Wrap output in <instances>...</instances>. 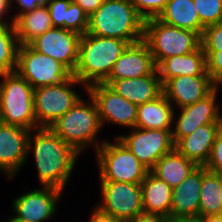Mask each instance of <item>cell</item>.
Instances as JSON below:
<instances>
[{"label": "cell", "mask_w": 222, "mask_h": 222, "mask_svg": "<svg viewBox=\"0 0 222 222\" xmlns=\"http://www.w3.org/2000/svg\"><path fill=\"white\" fill-rule=\"evenodd\" d=\"M86 91L96 103L102 126L107 122L131 129L136 126L138 106L120 96L107 84H92Z\"/></svg>", "instance_id": "obj_12"}, {"label": "cell", "mask_w": 222, "mask_h": 222, "mask_svg": "<svg viewBox=\"0 0 222 222\" xmlns=\"http://www.w3.org/2000/svg\"><path fill=\"white\" fill-rule=\"evenodd\" d=\"M205 167L208 171L222 174V127L216 135V139Z\"/></svg>", "instance_id": "obj_36"}, {"label": "cell", "mask_w": 222, "mask_h": 222, "mask_svg": "<svg viewBox=\"0 0 222 222\" xmlns=\"http://www.w3.org/2000/svg\"><path fill=\"white\" fill-rule=\"evenodd\" d=\"M162 86L177 76H209L206 71V56L201 45L193 52L164 59L157 66Z\"/></svg>", "instance_id": "obj_22"}, {"label": "cell", "mask_w": 222, "mask_h": 222, "mask_svg": "<svg viewBox=\"0 0 222 222\" xmlns=\"http://www.w3.org/2000/svg\"><path fill=\"white\" fill-rule=\"evenodd\" d=\"M168 216L142 212L129 222H168Z\"/></svg>", "instance_id": "obj_38"}, {"label": "cell", "mask_w": 222, "mask_h": 222, "mask_svg": "<svg viewBox=\"0 0 222 222\" xmlns=\"http://www.w3.org/2000/svg\"><path fill=\"white\" fill-rule=\"evenodd\" d=\"M32 132L27 151L28 155L33 151L39 183L64 191L80 154L50 128Z\"/></svg>", "instance_id": "obj_1"}, {"label": "cell", "mask_w": 222, "mask_h": 222, "mask_svg": "<svg viewBox=\"0 0 222 222\" xmlns=\"http://www.w3.org/2000/svg\"><path fill=\"white\" fill-rule=\"evenodd\" d=\"M8 222H31V221H27V220L21 219L18 216L14 215L13 217L8 219Z\"/></svg>", "instance_id": "obj_44"}, {"label": "cell", "mask_w": 222, "mask_h": 222, "mask_svg": "<svg viewBox=\"0 0 222 222\" xmlns=\"http://www.w3.org/2000/svg\"><path fill=\"white\" fill-rule=\"evenodd\" d=\"M18 48L14 24H0V74L16 71Z\"/></svg>", "instance_id": "obj_29"}, {"label": "cell", "mask_w": 222, "mask_h": 222, "mask_svg": "<svg viewBox=\"0 0 222 222\" xmlns=\"http://www.w3.org/2000/svg\"><path fill=\"white\" fill-rule=\"evenodd\" d=\"M221 127L222 122L200 126L190 135L180 138L174 148L197 166H205Z\"/></svg>", "instance_id": "obj_20"}, {"label": "cell", "mask_w": 222, "mask_h": 222, "mask_svg": "<svg viewBox=\"0 0 222 222\" xmlns=\"http://www.w3.org/2000/svg\"><path fill=\"white\" fill-rule=\"evenodd\" d=\"M197 165L181 155L175 148L161 157L150 170L172 189L178 186Z\"/></svg>", "instance_id": "obj_26"}, {"label": "cell", "mask_w": 222, "mask_h": 222, "mask_svg": "<svg viewBox=\"0 0 222 222\" xmlns=\"http://www.w3.org/2000/svg\"><path fill=\"white\" fill-rule=\"evenodd\" d=\"M157 71L154 57L145 41L129 44L114 63L106 80L138 78L152 75Z\"/></svg>", "instance_id": "obj_17"}, {"label": "cell", "mask_w": 222, "mask_h": 222, "mask_svg": "<svg viewBox=\"0 0 222 222\" xmlns=\"http://www.w3.org/2000/svg\"><path fill=\"white\" fill-rule=\"evenodd\" d=\"M16 72L34 89L63 85L73 76L65 65L34 50L29 44L19 45Z\"/></svg>", "instance_id": "obj_8"}, {"label": "cell", "mask_w": 222, "mask_h": 222, "mask_svg": "<svg viewBox=\"0 0 222 222\" xmlns=\"http://www.w3.org/2000/svg\"><path fill=\"white\" fill-rule=\"evenodd\" d=\"M82 84L72 76L63 85H49L34 89V112L37 126L49 128L68 112L81 98L72 88Z\"/></svg>", "instance_id": "obj_9"}, {"label": "cell", "mask_w": 222, "mask_h": 222, "mask_svg": "<svg viewBox=\"0 0 222 222\" xmlns=\"http://www.w3.org/2000/svg\"><path fill=\"white\" fill-rule=\"evenodd\" d=\"M201 222H222V214L206 215L200 218Z\"/></svg>", "instance_id": "obj_43"}, {"label": "cell", "mask_w": 222, "mask_h": 222, "mask_svg": "<svg viewBox=\"0 0 222 222\" xmlns=\"http://www.w3.org/2000/svg\"><path fill=\"white\" fill-rule=\"evenodd\" d=\"M173 105L162 93L155 100L138 106L136 128L172 130L175 118Z\"/></svg>", "instance_id": "obj_23"}, {"label": "cell", "mask_w": 222, "mask_h": 222, "mask_svg": "<svg viewBox=\"0 0 222 222\" xmlns=\"http://www.w3.org/2000/svg\"><path fill=\"white\" fill-rule=\"evenodd\" d=\"M157 18L168 25L196 32L200 37L205 28L193 0H169Z\"/></svg>", "instance_id": "obj_25"}, {"label": "cell", "mask_w": 222, "mask_h": 222, "mask_svg": "<svg viewBox=\"0 0 222 222\" xmlns=\"http://www.w3.org/2000/svg\"><path fill=\"white\" fill-rule=\"evenodd\" d=\"M222 214V174L206 171L202 176L198 218Z\"/></svg>", "instance_id": "obj_28"}, {"label": "cell", "mask_w": 222, "mask_h": 222, "mask_svg": "<svg viewBox=\"0 0 222 222\" xmlns=\"http://www.w3.org/2000/svg\"><path fill=\"white\" fill-rule=\"evenodd\" d=\"M72 0H51L47 5L53 27L66 29L67 9Z\"/></svg>", "instance_id": "obj_34"}, {"label": "cell", "mask_w": 222, "mask_h": 222, "mask_svg": "<svg viewBox=\"0 0 222 222\" xmlns=\"http://www.w3.org/2000/svg\"><path fill=\"white\" fill-rule=\"evenodd\" d=\"M168 222H201L198 217H169Z\"/></svg>", "instance_id": "obj_42"}, {"label": "cell", "mask_w": 222, "mask_h": 222, "mask_svg": "<svg viewBox=\"0 0 222 222\" xmlns=\"http://www.w3.org/2000/svg\"><path fill=\"white\" fill-rule=\"evenodd\" d=\"M87 95L90 102L86 103L81 97L68 112L49 127L79 154H82L89 145L94 144L95 151L102 145L96 140L102 128L98 109L93 98L88 93Z\"/></svg>", "instance_id": "obj_4"}, {"label": "cell", "mask_w": 222, "mask_h": 222, "mask_svg": "<svg viewBox=\"0 0 222 222\" xmlns=\"http://www.w3.org/2000/svg\"><path fill=\"white\" fill-rule=\"evenodd\" d=\"M0 122L30 130L37 126L34 88L16 71L0 74Z\"/></svg>", "instance_id": "obj_5"}, {"label": "cell", "mask_w": 222, "mask_h": 222, "mask_svg": "<svg viewBox=\"0 0 222 222\" xmlns=\"http://www.w3.org/2000/svg\"><path fill=\"white\" fill-rule=\"evenodd\" d=\"M129 44L121 39L99 37L89 33L81 35L78 63L73 76L82 83L85 90L92 84L103 83Z\"/></svg>", "instance_id": "obj_2"}, {"label": "cell", "mask_w": 222, "mask_h": 222, "mask_svg": "<svg viewBox=\"0 0 222 222\" xmlns=\"http://www.w3.org/2000/svg\"><path fill=\"white\" fill-rule=\"evenodd\" d=\"M62 190L42 186L41 189L30 190L13 201V212L21 219L31 222H44L55 215L57 203Z\"/></svg>", "instance_id": "obj_16"}, {"label": "cell", "mask_w": 222, "mask_h": 222, "mask_svg": "<svg viewBox=\"0 0 222 222\" xmlns=\"http://www.w3.org/2000/svg\"><path fill=\"white\" fill-rule=\"evenodd\" d=\"M19 45H27L36 37L53 28L47 6H39L23 13L14 20Z\"/></svg>", "instance_id": "obj_27"}, {"label": "cell", "mask_w": 222, "mask_h": 222, "mask_svg": "<svg viewBox=\"0 0 222 222\" xmlns=\"http://www.w3.org/2000/svg\"><path fill=\"white\" fill-rule=\"evenodd\" d=\"M10 1H11V5L13 1H15L19 9L16 15L14 14L13 16H11L12 17L10 20L11 23H14V20L21 14L31 12L34 8L39 7L36 4V1H33V0H10Z\"/></svg>", "instance_id": "obj_37"}, {"label": "cell", "mask_w": 222, "mask_h": 222, "mask_svg": "<svg viewBox=\"0 0 222 222\" xmlns=\"http://www.w3.org/2000/svg\"><path fill=\"white\" fill-rule=\"evenodd\" d=\"M169 0H131L138 14L144 19L157 18Z\"/></svg>", "instance_id": "obj_33"}, {"label": "cell", "mask_w": 222, "mask_h": 222, "mask_svg": "<svg viewBox=\"0 0 222 222\" xmlns=\"http://www.w3.org/2000/svg\"><path fill=\"white\" fill-rule=\"evenodd\" d=\"M113 142L96 150L100 180L141 184L150 170L117 137Z\"/></svg>", "instance_id": "obj_7"}, {"label": "cell", "mask_w": 222, "mask_h": 222, "mask_svg": "<svg viewBox=\"0 0 222 222\" xmlns=\"http://www.w3.org/2000/svg\"><path fill=\"white\" fill-rule=\"evenodd\" d=\"M206 56V71L214 84L222 85V51L204 52Z\"/></svg>", "instance_id": "obj_35"}, {"label": "cell", "mask_w": 222, "mask_h": 222, "mask_svg": "<svg viewBox=\"0 0 222 222\" xmlns=\"http://www.w3.org/2000/svg\"><path fill=\"white\" fill-rule=\"evenodd\" d=\"M79 5L90 16L103 3L104 0H72Z\"/></svg>", "instance_id": "obj_39"}, {"label": "cell", "mask_w": 222, "mask_h": 222, "mask_svg": "<svg viewBox=\"0 0 222 222\" xmlns=\"http://www.w3.org/2000/svg\"><path fill=\"white\" fill-rule=\"evenodd\" d=\"M38 6H47L51 0H33Z\"/></svg>", "instance_id": "obj_45"}, {"label": "cell", "mask_w": 222, "mask_h": 222, "mask_svg": "<svg viewBox=\"0 0 222 222\" xmlns=\"http://www.w3.org/2000/svg\"><path fill=\"white\" fill-rule=\"evenodd\" d=\"M143 40L157 66L164 59L191 53L201 45L196 32L168 25L158 18L145 20Z\"/></svg>", "instance_id": "obj_6"}, {"label": "cell", "mask_w": 222, "mask_h": 222, "mask_svg": "<svg viewBox=\"0 0 222 222\" xmlns=\"http://www.w3.org/2000/svg\"><path fill=\"white\" fill-rule=\"evenodd\" d=\"M103 83L136 106L153 101L163 93L158 71L152 75L130 79L105 80Z\"/></svg>", "instance_id": "obj_21"}, {"label": "cell", "mask_w": 222, "mask_h": 222, "mask_svg": "<svg viewBox=\"0 0 222 222\" xmlns=\"http://www.w3.org/2000/svg\"><path fill=\"white\" fill-rule=\"evenodd\" d=\"M216 87L210 76H177L169 79L162 91L173 106L182 108L205 98Z\"/></svg>", "instance_id": "obj_18"}, {"label": "cell", "mask_w": 222, "mask_h": 222, "mask_svg": "<svg viewBox=\"0 0 222 222\" xmlns=\"http://www.w3.org/2000/svg\"><path fill=\"white\" fill-rule=\"evenodd\" d=\"M81 35L75 31L53 27L36 37L29 45L36 51L54 58L74 73L78 63Z\"/></svg>", "instance_id": "obj_13"}, {"label": "cell", "mask_w": 222, "mask_h": 222, "mask_svg": "<svg viewBox=\"0 0 222 222\" xmlns=\"http://www.w3.org/2000/svg\"><path fill=\"white\" fill-rule=\"evenodd\" d=\"M30 129L0 122V171L13 178L28 157Z\"/></svg>", "instance_id": "obj_15"}, {"label": "cell", "mask_w": 222, "mask_h": 222, "mask_svg": "<svg viewBox=\"0 0 222 222\" xmlns=\"http://www.w3.org/2000/svg\"><path fill=\"white\" fill-rule=\"evenodd\" d=\"M218 88L216 87L208 96L194 104L179 108L181 111L180 115L173 120L176 122H173V124L176 125L171 131L174 144L180 138L193 133L200 126L222 122L220 106L216 105Z\"/></svg>", "instance_id": "obj_14"}, {"label": "cell", "mask_w": 222, "mask_h": 222, "mask_svg": "<svg viewBox=\"0 0 222 222\" xmlns=\"http://www.w3.org/2000/svg\"><path fill=\"white\" fill-rule=\"evenodd\" d=\"M172 188L149 171L141 182L143 212L170 217Z\"/></svg>", "instance_id": "obj_24"}, {"label": "cell", "mask_w": 222, "mask_h": 222, "mask_svg": "<svg viewBox=\"0 0 222 222\" xmlns=\"http://www.w3.org/2000/svg\"><path fill=\"white\" fill-rule=\"evenodd\" d=\"M89 222H121L110 214L104 213L97 207L93 209Z\"/></svg>", "instance_id": "obj_40"}, {"label": "cell", "mask_w": 222, "mask_h": 222, "mask_svg": "<svg viewBox=\"0 0 222 222\" xmlns=\"http://www.w3.org/2000/svg\"><path fill=\"white\" fill-rule=\"evenodd\" d=\"M144 22L131 0H104L89 16L87 33L132 44L143 39Z\"/></svg>", "instance_id": "obj_3"}, {"label": "cell", "mask_w": 222, "mask_h": 222, "mask_svg": "<svg viewBox=\"0 0 222 222\" xmlns=\"http://www.w3.org/2000/svg\"><path fill=\"white\" fill-rule=\"evenodd\" d=\"M102 203L96 207L121 222H129L143 212L141 184L100 180Z\"/></svg>", "instance_id": "obj_10"}, {"label": "cell", "mask_w": 222, "mask_h": 222, "mask_svg": "<svg viewBox=\"0 0 222 222\" xmlns=\"http://www.w3.org/2000/svg\"><path fill=\"white\" fill-rule=\"evenodd\" d=\"M88 24V14L79 5L71 1L67 9L66 29L83 35L87 33Z\"/></svg>", "instance_id": "obj_31"}, {"label": "cell", "mask_w": 222, "mask_h": 222, "mask_svg": "<svg viewBox=\"0 0 222 222\" xmlns=\"http://www.w3.org/2000/svg\"><path fill=\"white\" fill-rule=\"evenodd\" d=\"M205 166H197L172 190L170 217H198L202 176Z\"/></svg>", "instance_id": "obj_19"}, {"label": "cell", "mask_w": 222, "mask_h": 222, "mask_svg": "<svg viewBox=\"0 0 222 222\" xmlns=\"http://www.w3.org/2000/svg\"><path fill=\"white\" fill-rule=\"evenodd\" d=\"M128 135L117 138L151 170L156 162L174 149L172 130L132 128Z\"/></svg>", "instance_id": "obj_11"}, {"label": "cell", "mask_w": 222, "mask_h": 222, "mask_svg": "<svg viewBox=\"0 0 222 222\" xmlns=\"http://www.w3.org/2000/svg\"><path fill=\"white\" fill-rule=\"evenodd\" d=\"M200 39L203 52L222 51V22L206 26Z\"/></svg>", "instance_id": "obj_32"}, {"label": "cell", "mask_w": 222, "mask_h": 222, "mask_svg": "<svg viewBox=\"0 0 222 222\" xmlns=\"http://www.w3.org/2000/svg\"><path fill=\"white\" fill-rule=\"evenodd\" d=\"M193 2L204 27L222 22V0H193Z\"/></svg>", "instance_id": "obj_30"}, {"label": "cell", "mask_w": 222, "mask_h": 222, "mask_svg": "<svg viewBox=\"0 0 222 222\" xmlns=\"http://www.w3.org/2000/svg\"><path fill=\"white\" fill-rule=\"evenodd\" d=\"M10 8H12L10 0H0V24H14L3 18Z\"/></svg>", "instance_id": "obj_41"}]
</instances>
